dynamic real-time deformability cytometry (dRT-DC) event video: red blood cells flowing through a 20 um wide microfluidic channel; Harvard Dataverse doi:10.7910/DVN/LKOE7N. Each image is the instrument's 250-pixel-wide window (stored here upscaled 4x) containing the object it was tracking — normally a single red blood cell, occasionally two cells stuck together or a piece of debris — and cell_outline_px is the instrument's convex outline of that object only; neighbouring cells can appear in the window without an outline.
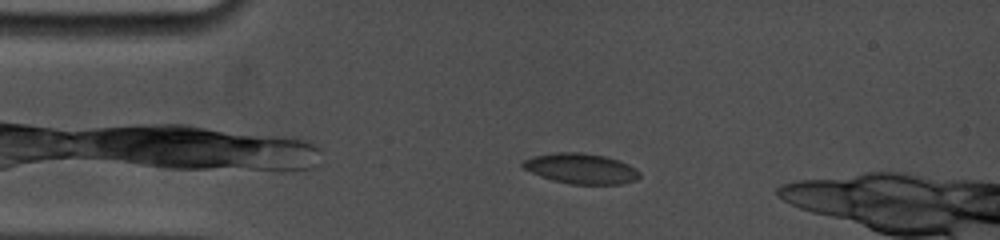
{"species": "common noctule bat (a hibernating species)", "species_latin": "Nyctalus noctula", "temperature_condition": "cold", "stored_images_in_passage": 59, "camera_frame_rate_fps": 5000, "um_per_image_px": 0.085, "animal": {"sex": "female", "body_mass_g": 19.0, "forearm_length_mm": 53.3}, "frame": {"image": 1, "passage_image": 14, "time_ms": 2.8, "image_size_px": [1000, 240], "cell_outline_px": [[640, 176], [636, 180], [620, 184], [572, 184], [552, 180], [540, 176], [524, 168], [520, 164], [524, 160], [532, 156], [556, 152], [580, 152], [604, 156], [620, 160], [636, 168], [640, 172]], "centroid_in_image_um": [49.39, 14.32], "position_along_channel_um": 35.6, "area_um2": 20.69}}
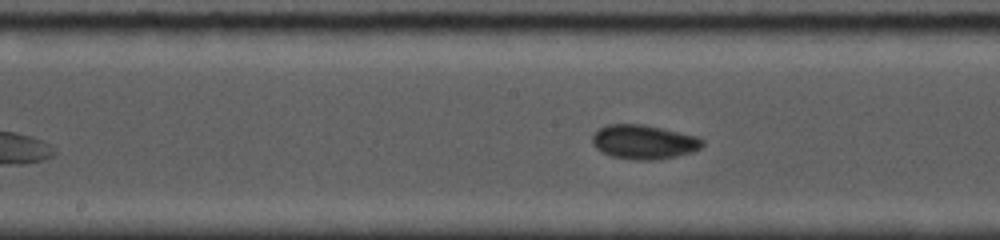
{"frame": {"image": 2, "passage_image": 36, "time_ms": 7.8, "image_size_px": [1000, 240], "cell_outline_px": [[704, 144], [700, 148], [692, 152], [660, 160], [636, 160], [612, 156], [600, 152], [592, 144], [592, 136], [600, 128], [608, 124], [644, 124], [700, 136], [704, 140]], "centroid_in_image_um": [54.75, 12.07], "position_along_channel_um": 193.4, "area_um2": 22.25}}
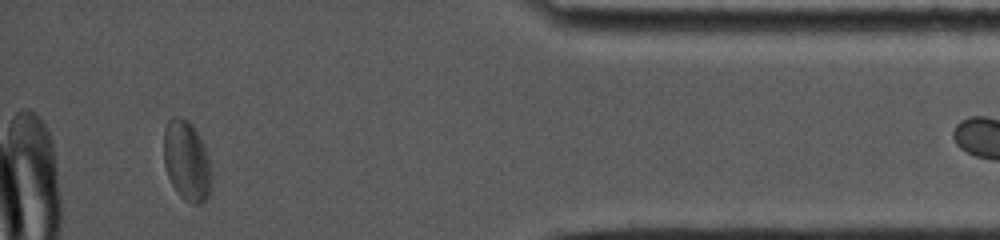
{"frame": {"image": 3, "passage_image": 55, "time_ms": 14.6, "image_size_px": [1000, 240], "cell_outline_px": [[212, 176], [208, 196], [200, 204], [192, 204], [184, 200], [176, 192], [168, 176], [164, 164], [164, 128], [168, 120], [172, 116], [180, 116], [188, 120], [192, 124], [200, 136], [208, 152]], "centroid_in_image_um": [15.87, 13.65], "position_along_channel_um": 419.3, "area_um2": 22.66}, "authors_computed_cell_mechanics": {"area_um2": 21.097, "velocity_mm_per_s": 3.7836, "shape_relaxation_time_tau1_ms": 8.7289, "shape_relaxation_time_tau2_ms": 1.4282, "deformation_change_tau1": 0.1013, "deformation_change_tau2": 0.0468}}